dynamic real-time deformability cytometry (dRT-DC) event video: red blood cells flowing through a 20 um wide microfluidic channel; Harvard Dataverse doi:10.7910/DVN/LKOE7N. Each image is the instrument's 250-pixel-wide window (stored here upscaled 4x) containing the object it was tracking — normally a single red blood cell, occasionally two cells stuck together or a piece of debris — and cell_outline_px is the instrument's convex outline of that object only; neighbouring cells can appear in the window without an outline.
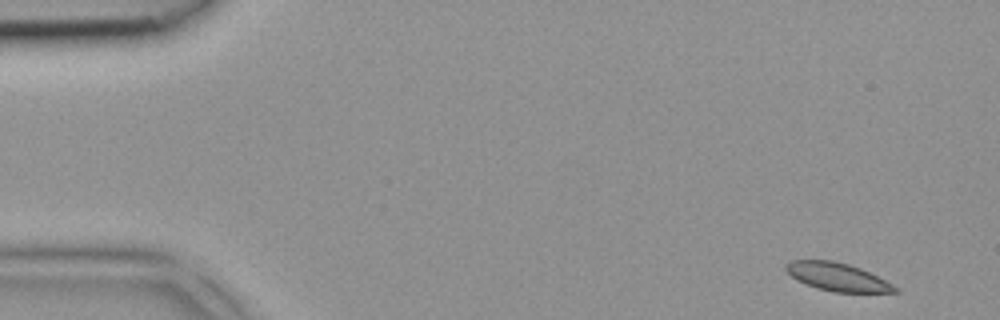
{"species": "common noctule bat (a hibernating species)", "species_latin": "Nyctalus noctula", "temperature_condition": "room temperature", "stored_images_in_passage": 5, "segment_of_instrument_passage": [1, 2], "camera_frame_rate_fps": 3000, "um_per_image_px": 0.085, "animal": {"sex": "female", "body_mass_g": 18.4}, "frame": {"image": 1, "passage_image": 1, "time_ms": 0.0, "image_size_px": [1000, 320], "cell_outline_px": [[900, 292], [832, 292], [816, 288], [792, 276], [784, 268], [784, 264], [792, 260], [832, 260], [848, 264], [860, 268], [900, 288]], "centroid_in_image_um": [71.19, 23.53], "position_along_channel_um": 13.8, "area_um2": 17.63}}
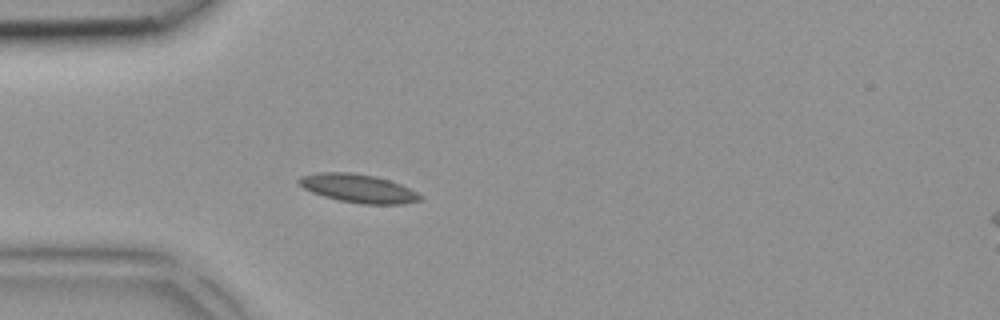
{"frame": {"image": 2, "passage_image": 4, "time_ms": 1.0, "image_size_px": [1000, 320], "cell_outline_px": [[424, 196], [420, 200], [404, 204], [364, 204], [340, 200], [324, 196], [312, 192], [304, 188], [296, 180], [300, 176], [316, 172], [352, 172], [376, 176], [400, 184]], "centroid_in_image_um": [30.44, 16.0], "position_along_channel_um": 54.6, "area_um2": 20.06}}